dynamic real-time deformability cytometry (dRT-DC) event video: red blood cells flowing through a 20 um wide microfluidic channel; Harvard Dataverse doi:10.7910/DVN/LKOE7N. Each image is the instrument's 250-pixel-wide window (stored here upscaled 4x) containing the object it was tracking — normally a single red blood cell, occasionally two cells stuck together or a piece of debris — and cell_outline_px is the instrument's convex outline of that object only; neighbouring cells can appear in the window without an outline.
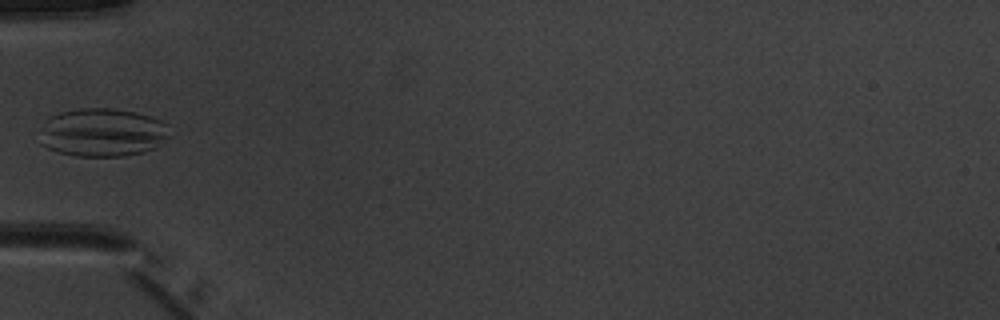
{"species": "common noctule bat (a hibernating species)", "species_latin": "Nyctalus noctula", "temperature_condition": "warm", "stored_images_in_passage": 4, "camera_frame_rate_fps": 3000, "um_per_image_px": 0.085, "animal": {"sex": "male", "body_mass_g": 20.1, "forearm_length_mm": 53.5}, "frame": {"image": 1, "passage_image": 4, "time_ms": 4.333, "image_size_px": [1000, 320], "cell_outline_px": [[172, 136], [156, 148], [144, 152], [124, 156], [76, 156], [56, 152], [40, 144], [40, 128], [52, 116], [60, 112], [80, 108], [112, 108], [136, 112], [152, 116], [168, 124]], "centroid_in_image_um": [8.76, 11.27], "position_along_channel_um": 76.2, "area_um2": 37.22}}